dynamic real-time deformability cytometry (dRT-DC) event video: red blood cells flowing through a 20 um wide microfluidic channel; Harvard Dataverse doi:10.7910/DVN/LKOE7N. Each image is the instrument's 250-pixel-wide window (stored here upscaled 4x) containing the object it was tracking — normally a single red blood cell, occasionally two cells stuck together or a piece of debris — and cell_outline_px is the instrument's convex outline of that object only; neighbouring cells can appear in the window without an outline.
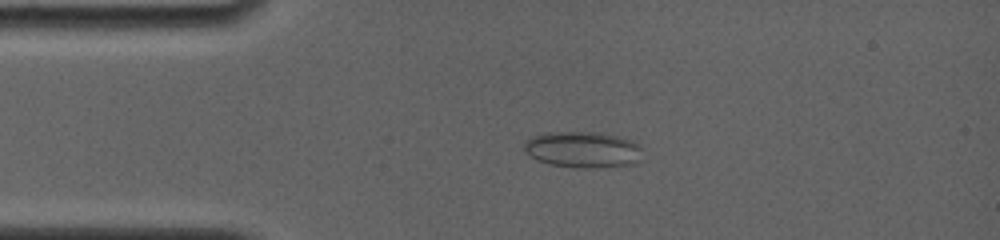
{"species": "common noctule bat (a hibernating species)", "species_latin": "Nyctalus noctula", "temperature_condition": "room temperature", "stored_images_in_passage": 4, "camera_frame_rate_fps": 4000, "um_per_image_px": 0.085, "animal": {"sex": "female", "body_mass_g": 19.0, "forearm_length_mm": 56.7}, "frame": {"image": 1, "passage_image": 3, "time_ms": 2.25, "image_size_px": [1000, 240], "cell_outline_px": [[644, 148], [636, 164], [596, 168], [572, 168], [548, 164], [536, 160], [524, 152], [524, 140], [532, 136], [544, 132], [600, 132], [632, 140]], "centroid_in_image_um": [49.52, 12.72], "position_along_channel_um": 35.5, "area_um2": 25.55}}